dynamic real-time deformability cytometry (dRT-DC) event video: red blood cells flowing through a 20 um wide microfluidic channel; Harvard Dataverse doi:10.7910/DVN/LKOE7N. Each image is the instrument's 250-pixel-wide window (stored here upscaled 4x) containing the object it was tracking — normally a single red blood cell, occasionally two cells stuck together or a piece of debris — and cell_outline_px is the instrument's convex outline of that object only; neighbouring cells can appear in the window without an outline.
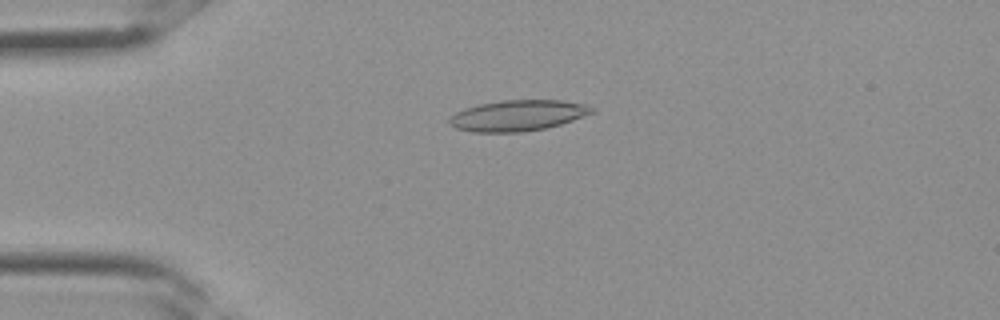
{"species": "Egyptian fruit bat (a non-hibernating species)", "species_latin": "Rousettus aegyptiacus", "temperature_condition": "room temperature", "stored_images_in_passage": 35, "segment_of_instrument_passage": [1, 2], "camera_frame_rate_fps": 3000, "um_per_image_px": 0.085, "frame": {"image": 1, "passage_image": 8, "time_ms": 2.333, "image_size_px": [1000, 320], "cell_outline_px": [[596, 112], [560, 124], [544, 128], [524, 132], [472, 132], [456, 128], [448, 124], [448, 120], [456, 112], [464, 108], [480, 104], [500, 100], [560, 100], [584, 104], [596, 108]], "centroid_in_image_um": [44.01, 9.81], "position_along_channel_um": 41.0, "area_um2": 25.66}}
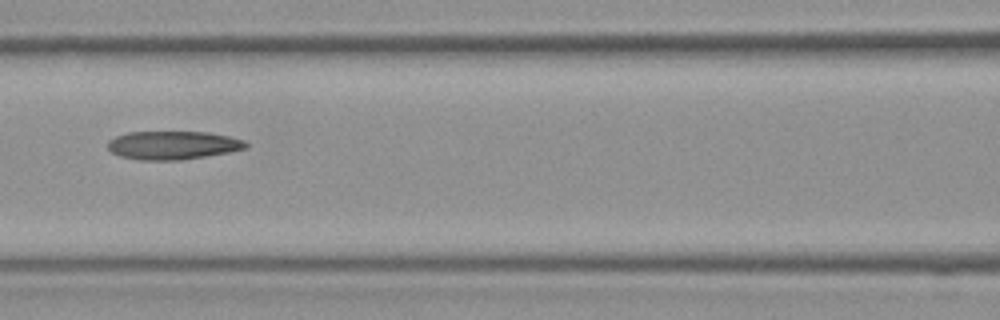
{"frame": {"image": 2, "passage_image": 15, "time_ms": 4.667, "image_size_px": [1000, 320], "cell_outline_px": [[248, 148], [232, 152], [180, 160], [140, 160], [120, 156], [112, 152], [108, 148], [108, 140], [116, 136], [128, 132], [208, 132], [228, 136], [244, 140], [248, 144]], "centroid_in_image_um": [14.72, 12.34], "position_along_channel_um": 151.9, "area_um2": 22.95}}
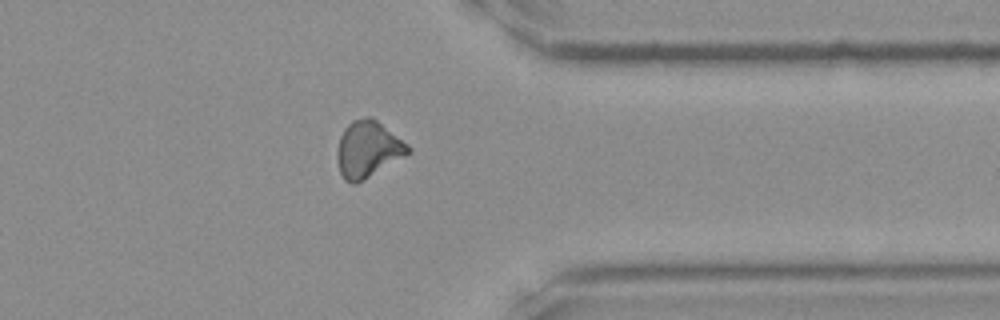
{"frame": {"image": 3, "passage_image": 27, "time_ms": 8.667, "image_size_px": [1000, 320], "cell_outline_px": [[412, 152], [356, 184], [352, 184], [344, 180], [340, 172], [336, 156], [336, 152], [340, 136], [344, 128], [352, 120], [364, 116], [372, 116], [408, 144], [412, 148]], "centroid_in_image_um": [31.26, 12.67], "position_along_channel_um": 380.1, "area_um2": 23.52}}